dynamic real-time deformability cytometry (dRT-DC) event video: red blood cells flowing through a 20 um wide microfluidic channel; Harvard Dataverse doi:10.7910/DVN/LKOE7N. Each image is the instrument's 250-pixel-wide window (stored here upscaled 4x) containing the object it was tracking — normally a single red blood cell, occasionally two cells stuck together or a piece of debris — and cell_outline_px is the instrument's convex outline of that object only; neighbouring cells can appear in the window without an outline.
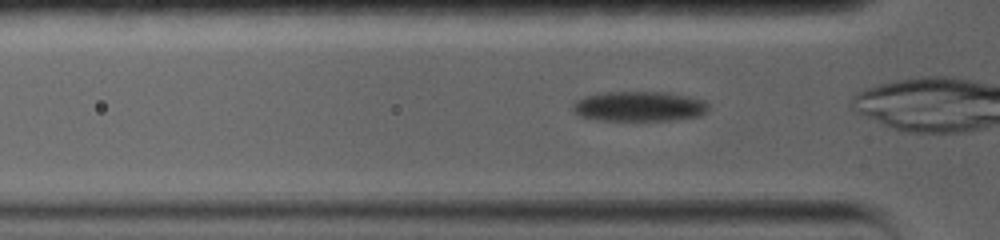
{"species": "common noctule bat (a hibernating species)", "species_latin": "Nyctalus noctula", "temperature_condition": "warm", "stored_images_in_passage": 33, "camera_frame_rate_fps": 5000, "um_per_image_px": 0.085, "animal": {"sex": "female", "body_mass_g": 19.0, "forearm_length_mm": 56.7}, "frame": {"image": 1, "passage_image": 3, "time_ms": 0.8, "image_size_px": [1000, 240], "cell_outline_px": [[708, 108], [700, 116], [672, 120], [600, 120], [580, 116], [572, 112], [572, 104], [576, 100], [584, 96], [608, 92], [664, 92], [704, 100], [708, 104]], "centroid_in_image_um": [54.28, 9.04], "position_along_channel_um": 71.5, "area_um2": 23.58}}
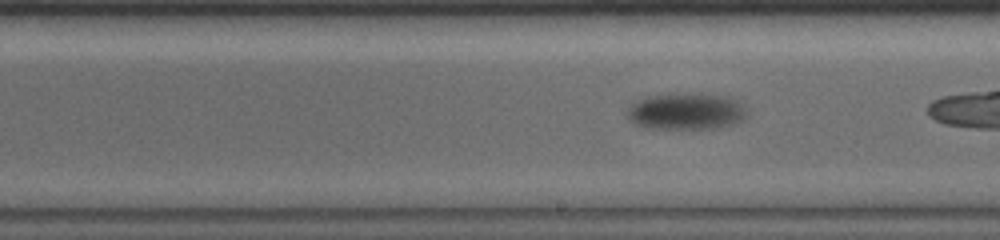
{"frame": {"image": 2, "passage_image": 18, "time_ms": 5.8, "image_size_px": [1000, 240], "cell_outline_px": [[748, 116], [744, 120], [736, 124], [716, 128], [644, 128], [628, 120], [628, 108], [636, 100], [648, 96], [728, 96], [736, 100], [740, 104]], "centroid_in_image_um": [58.32, 9.52], "position_along_channel_um": 230.7, "area_um2": 24.62}}
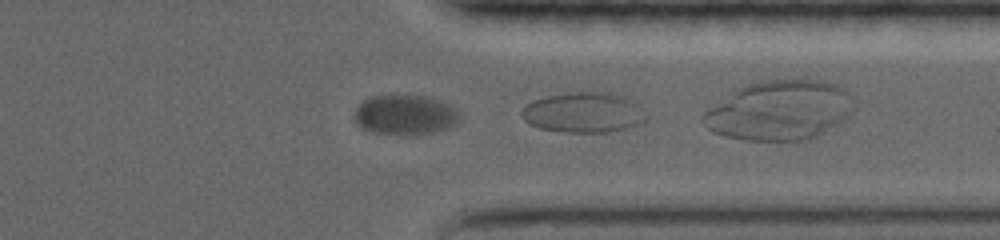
{"frame": {"image": 3, "passage_image": 32, "time_ms": 10.4, "image_size_px": [1000, 240], "cell_outline_px": [[460, 120], [456, 124], [448, 128], [432, 132], [372, 132], [364, 128], [356, 120], [356, 108], [364, 100], [372, 96], [428, 96], [452, 104], [460, 112]], "centroid_in_image_um": [34.53, 9.71], "position_along_channel_um": 376.9, "area_um2": 23.64}, "authors_computed_cell_mechanics": {"area_um2": 25.3742, "velocity_mm_per_s": 3.1941, "shape_relaxation_time_tau1_ms": 2.294, "shape_relaxation_time_tau2_ms": null, "deformation_change_tau1": 0.0999, "deformation_change_tau2": null}}